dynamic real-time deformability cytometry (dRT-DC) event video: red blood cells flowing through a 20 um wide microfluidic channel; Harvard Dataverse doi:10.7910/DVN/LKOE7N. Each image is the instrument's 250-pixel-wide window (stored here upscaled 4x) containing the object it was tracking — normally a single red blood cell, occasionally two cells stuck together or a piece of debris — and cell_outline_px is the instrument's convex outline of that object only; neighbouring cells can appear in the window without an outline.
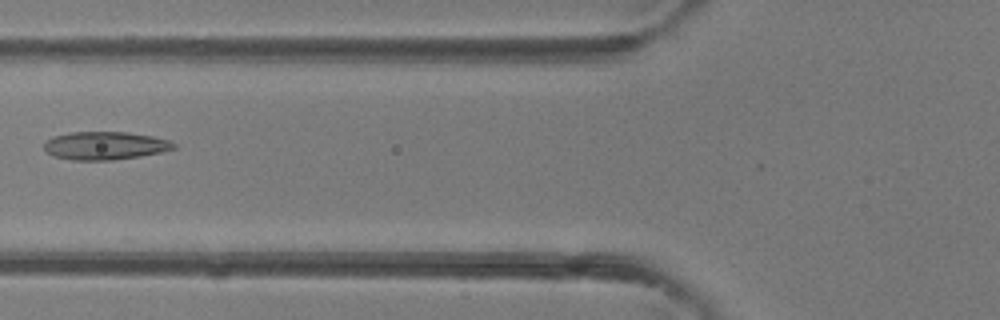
{"species": "common noctule bat (a hibernating species)", "species_latin": "Nyctalus noctula", "temperature_condition": "room temperature", "stored_images_in_passage": 4, "camera_frame_rate_fps": 3000, "um_per_image_px": 0.085, "animal": {"sex": "female"}, "frame": {"image": 1, "passage_image": 4, "time_ms": 3.333, "image_size_px": [1000, 320], "cell_outline_px": [[176, 148], [160, 152], [140, 156], [112, 160], [72, 160], [52, 156], [44, 148], [44, 144], [52, 136], [68, 132], [128, 132], [152, 136], [168, 140], [176, 144]], "centroid_in_image_um": [8.91, 12.38], "position_along_channel_um": 116.9, "area_um2": 21.21}}